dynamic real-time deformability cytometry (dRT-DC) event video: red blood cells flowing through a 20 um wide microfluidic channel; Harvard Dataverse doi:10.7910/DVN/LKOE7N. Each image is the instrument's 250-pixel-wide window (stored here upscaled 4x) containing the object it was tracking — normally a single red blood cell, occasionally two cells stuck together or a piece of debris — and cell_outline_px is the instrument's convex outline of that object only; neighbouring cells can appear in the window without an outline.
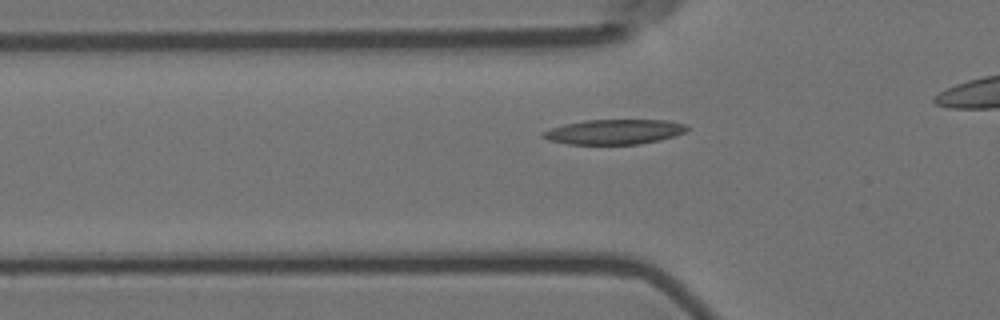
{"species": "Egyptian fruit bat (a non-hibernating species)", "species_latin": "Rousettus aegyptiacus", "temperature_condition": "room temperature", "stored_images_in_passage": 5, "segment_of_instrument_passage": [1, 2], "camera_frame_rate_fps": 3000, "um_per_image_px": 0.085, "animal": {"sex": "female"}, "frame": {"image": 1, "passage_image": 4, "time_ms": 1.0, "image_size_px": [1000, 320], "cell_outline_px": [[688, 128], [684, 132], [676, 136], [660, 140], [640, 144], [568, 144], [548, 140], [540, 136], [540, 132], [564, 124], [584, 120], [668, 120], [688, 124]], "centroid_in_image_um": [52.22, 11.2], "position_along_channel_um": 73.6, "area_um2": 21.1}}